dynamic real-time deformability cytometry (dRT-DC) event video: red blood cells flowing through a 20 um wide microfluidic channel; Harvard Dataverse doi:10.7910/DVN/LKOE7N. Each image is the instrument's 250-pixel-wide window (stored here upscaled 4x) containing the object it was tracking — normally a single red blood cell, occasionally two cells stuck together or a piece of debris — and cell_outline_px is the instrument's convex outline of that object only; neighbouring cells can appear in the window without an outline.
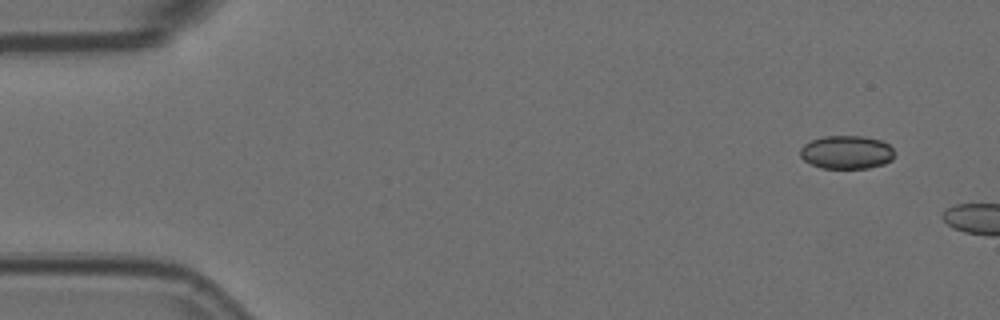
{"species": "Egyptian fruit bat (a non-hibernating species)", "species_latin": "Rousettus aegyptiacus", "temperature_condition": "room temperature", "stored_images_in_passage": 3, "camera_frame_rate_fps": 3000, "um_per_image_px": 0.085, "animal": {"sex": "female"}, "frame": {"image": 1, "passage_image": 1, "time_ms": 0.0, "image_size_px": [1000, 320], "cell_outline_px": [[896, 152], [892, 160], [884, 164], [868, 168], [820, 168], [804, 160], [800, 156], [800, 148], [804, 144], [812, 140], [824, 136], [864, 136], [880, 140], [888, 144]], "centroid_in_image_um": [71.98, 12.94], "position_along_channel_um": 13.0, "area_um2": 18.44}}